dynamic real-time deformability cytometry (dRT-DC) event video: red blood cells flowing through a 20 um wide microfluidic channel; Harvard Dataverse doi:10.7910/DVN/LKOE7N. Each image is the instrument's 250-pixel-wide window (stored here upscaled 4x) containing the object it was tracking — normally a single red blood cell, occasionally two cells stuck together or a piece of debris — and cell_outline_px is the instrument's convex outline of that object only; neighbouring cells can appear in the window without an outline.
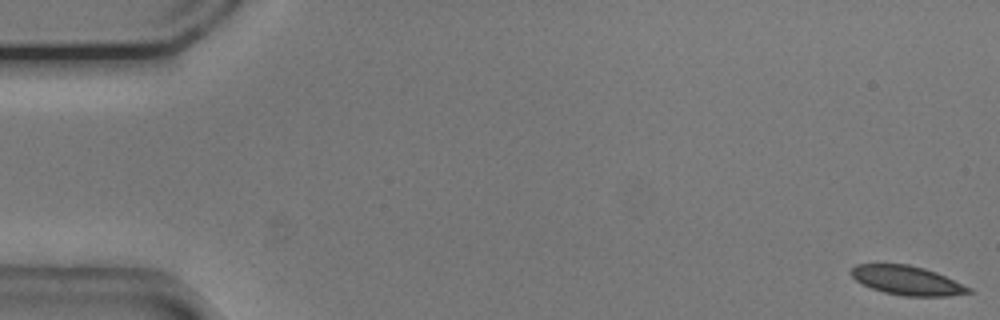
{"species": "common noctule bat (a hibernating species)", "species_latin": "Nyctalus noctula", "temperature_condition": "cold", "stored_images_in_passage": 54, "camera_frame_rate_fps": 3000, "um_per_image_px": 0.085, "animal": {"sex": "male", "body_mass_g": 20.5, "forearm_length_mm": 52.5}, "frame": {"image": 1, "passage_image": 1, "time_ms": 0.0, "image_size_px": [1000, 320], "cell_outline_px": [[976, 292], [948, 296], [904, 296], [884, 292], [872, 288], [856, 280], [852, 276], [852, 268], [856, 264], [908, 264], [924, 268], [936, 272], [972, 288]], "centroid_in_image_um": [77.16, 23.84], "position_along_channel_um": 7.8, "area_um2": 19.83}}
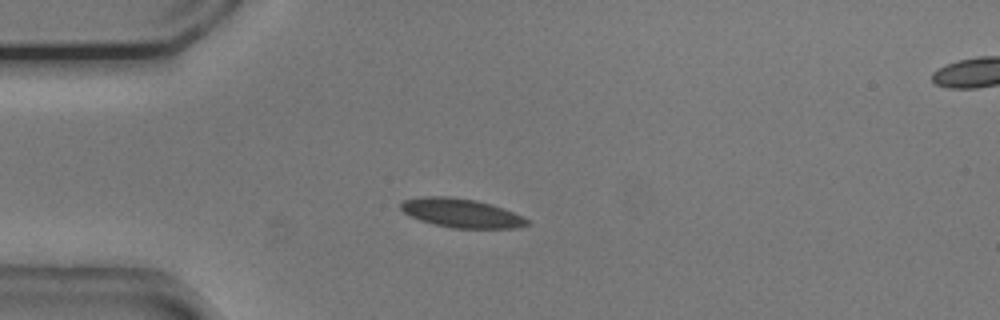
{"frame": {"image": 2, "passage_image": 14, "time_ms": 4.333, "image_size_px": [1000, 320], "cell_outline_px": [[532, 224], [516, 228], [452, 228], [420, 220], [404, 212], [400, 208], [400, 204], [404, 200], [424, 196], [448, 196], [476, 200], [492, 204], [504, 208], [524, 216]], "centroid_in_image_um": [39.27, 18.11], "position_along_channel_um": 45.7, "area_um2": 21.33}}
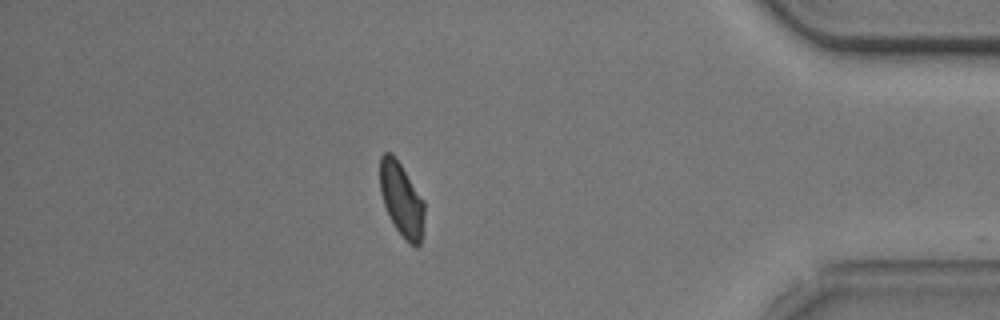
{"frame": {"image": 3, "passage_image": 47, "time_ms": 15.333, "image_size_px": [1000, 320], "cell_outline_px": [[424, 216], [420, 244], [416, 248], [396, 228], [384, 204], [380, 192], [380, 156], [384, 152], [392, 152], [396, 156], [424, 200]], "centroid_in_image_um": [34.13, 16.87], "position_along_channel_um": 401.1, "area_um2": 18.9}, "authors_computed_cell_mechanics": {"area_um2": 20.2878, "velocity_mm_per_s": 3.7419, "shape_relaxation_time_tau1_ms": 3.4552, "shape_relaxation_time_tau2_ms": 2.2672, "deformation_change_tau1": 0.0882, "deformation_change_tau2": 0.0564}}